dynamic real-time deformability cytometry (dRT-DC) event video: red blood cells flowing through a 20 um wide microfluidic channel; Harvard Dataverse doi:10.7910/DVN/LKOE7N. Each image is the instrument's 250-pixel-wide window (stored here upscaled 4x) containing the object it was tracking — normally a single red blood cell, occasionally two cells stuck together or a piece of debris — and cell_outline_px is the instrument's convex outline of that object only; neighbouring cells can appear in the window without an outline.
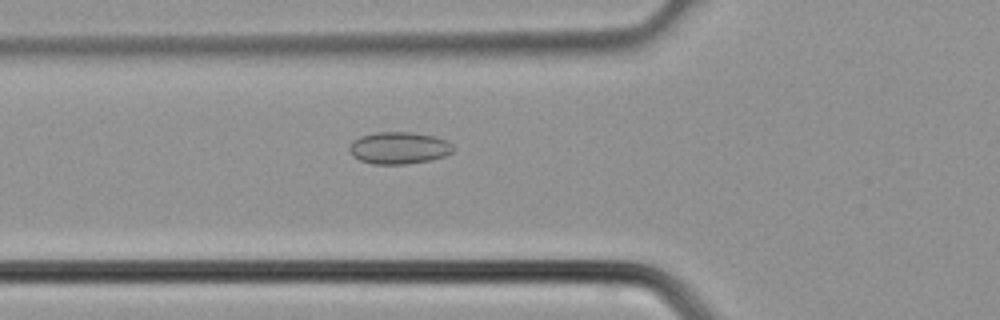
{"species": "common noctule bat (a hibernating species)", "species_latin": "Nyctalus noctula", "temperature_condition": "cold", "stored_images_in_passage": 37, "camera_frame_rate_fps": 3000, "um_per_image_px": 0.085, "animal": {"sex": "male", "body_mass_g": 21.5, "forearm_length_mm": 52.0}, "frame": {"image": 1, "passage_image": 13, "time_ms": 4.0, "image_size_px": [1000, 320], "cell_outline_px": [[456, 148], [452, 152], [444, 156], [432, 160], [404, 164], [372, 164], [360, 160], [352, 156], [348, 148], [352, 140], [360, 136], [376, 132], [412, 132], [436, 136], [448, 140]], "centroid_in_image_um": [33.92, 12.57], "position_along_channel_um": 91.9, "area_um2": 19.71}}
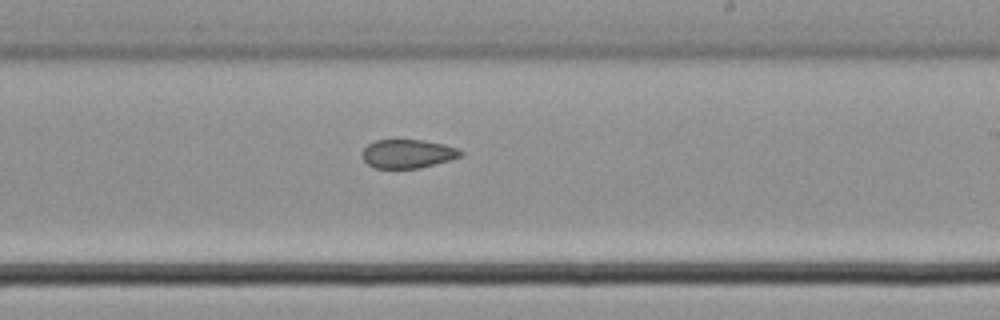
{"frame": {"image": 2, "passage_image": 22, "time_ms": 7.0, "image_size_px": [1000, 320], "cell_outline_px": [[464, 152], [460, 156], [448, 160], [420, 168], [376, 168], [368, 164], [364, 160], [364, 148], [368, 144], [376, 140], [420, 140], [444, 144], [460, 148]], "centroid_in_image_um": [34.69, 13.06], "position_along_channel_um": 254.3, "area_um2": 16.24}}
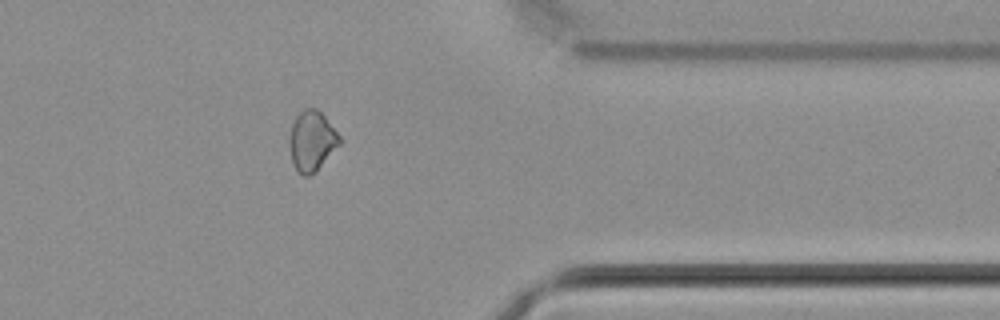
{"frame": {"image": 3, "passage_image": 30, "time_ms": 9.667, "image_size_px": [1000, 320], "cell_outline_px": [[340, 144], [316, 172], [308, 176], [304, 176], [296, 168], [292, 160], [288, 144], [288, 140], [292, 124], [296, 116], [304, 108], [316, 108], [324, 116], [340, 136]], "centroid_in_image_um": [26.49, 11.98], "position_along_channel_um": 384.9, "area_um2": 17.46}}